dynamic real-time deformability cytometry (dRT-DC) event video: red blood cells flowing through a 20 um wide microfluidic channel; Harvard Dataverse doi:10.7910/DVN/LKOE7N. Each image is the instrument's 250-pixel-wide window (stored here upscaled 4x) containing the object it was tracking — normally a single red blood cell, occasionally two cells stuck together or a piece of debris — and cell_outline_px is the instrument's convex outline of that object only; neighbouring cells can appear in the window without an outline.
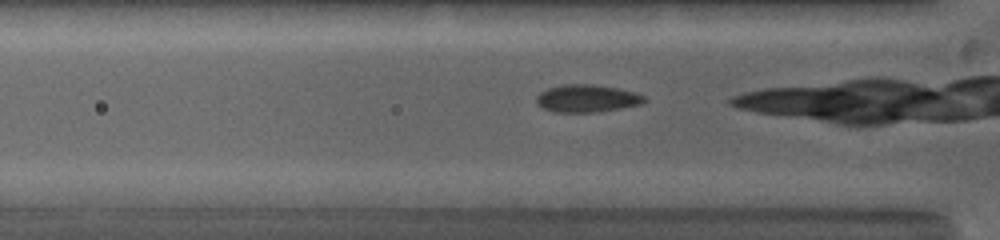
{"species": "common noctule bat (a hibernating species)", "species_latin": "Nyctalus noctula", "temperature_condition": "warm", "stored_images_in_passage": 50, "camera_frame_rate_fps": 5000, "um_per_image_px": 0.085, "animal": {"sex": "female", "body_mass_g": 19.0, "forearm_length_mm": 53.3}, "frame": {"image": 1, "passage_image": 2, "time_ms": 0.2, "image_size_px": [1000, 240], "cell_outline_px": [[648, 100], [640, 104], [600, 112], [552, 112], [536, 104], [536, 96], [540, 92], [548, 88], [560, 84], [592, 84], [616, 88], [636, 92], [644, 96]], "centroid_in_image_um": [49.87, 8.36], "position_along_channel_um": 75.9, "area_um2": 17.46}}
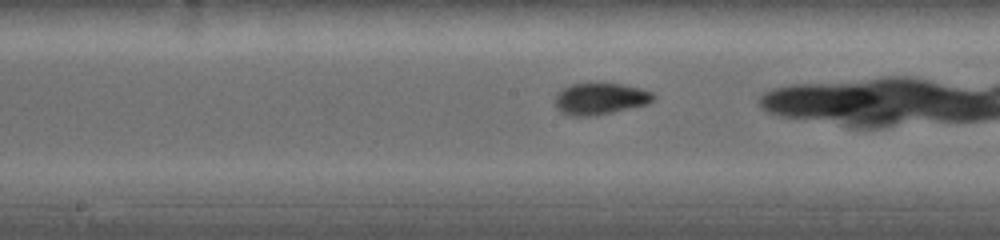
{"frame": {"image": 2, "passage_image": 21, "time_ms": 3.2, "image_size_px": [1000, 240], "cell_outline_px": [[656, 96], [648, 104], [596, 116], [572, 116], [560, 112], [556, 108], [556, 92], [572, 84], [588, 80], [624, 84], [640, 88], [652, 92]], "centroid_in_image_um": [51.0, 8.35], "position_along_channel_um": 197.2, "area_um2": 18.84}}
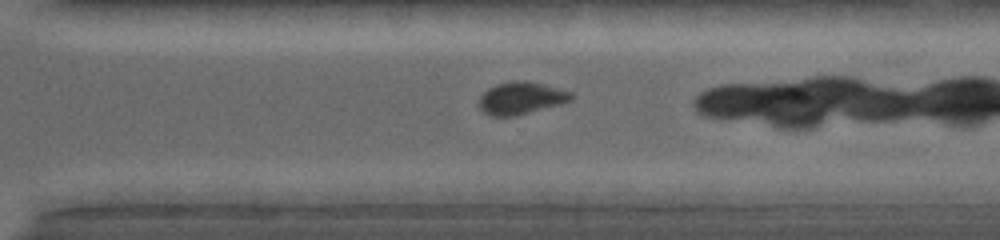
{"frame": {"image": 3, "passage_image": 36, "time_ms": 6.4, "image_size_px": [1000, 240], "cell_outline_px": [[572, 100], [560, 104], [516, 116], [488, 116], [480, 108], [480, 96], [488, 88], [496, 84], [516, 80], [524, 80], [572, 92]], "centroid_in_image_um": [44.26, 8.35], "position_along_channel_um": 326.3, "area_um2": 17.17}}